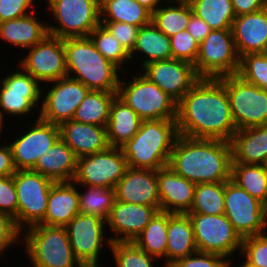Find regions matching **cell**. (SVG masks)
Listing matches in <instances>:
<instances>
[{"label": "cell", "instance_id": "57", "mask_svg": "<svg viewBox=\"0 0 267 267\" xmlns=\"http://www.w3.org/2000/svg\"><path fill=\"white\" fill-rule=\"evenodd\" d=\"M264 8L267 10V0H265V6Z\"/></svg>", "mask_w": 267, "mask_h": 267}, {"label": "cell", "instance_id": "49", "mask_svg": "<svg viewBox=\"0 0 267 267\" xmlns=\"http://www.w3.org/2000/svg\"><path fill=\"white\" fill-rule=\"evenodd\" d=\"M21 231L16 227L14 220L0 212V257L6 250L17 242H21Z\"/></svg>", "mask_w": 267, "mask_h": 267}, {"label": "cell", "instance_id": "17", "mask_svg": "<svg viewBox=\"0 0 267 267\" xmlns=\"http://www.w3.org/2000/svg\"><path fill=\"white\" fill-rule=\"evenodd\" d=\"M28 55L19 60L18 66L32 75L40 84L67 76L63 39L48 34L35 46L26 49Z\"/></svg>", "mask_w": 267, "mask_h": 267}, {"label": "cell", "instance_id": "34", "mask_svg": "<svg viewBox=\"0 0 267 267\" xmlns=\"http://www.w3.org/2000/svg\"><path fill=\"white\" fill-rule=\"evenodd\" d=\"M168 212H157L133 242L156 259H165L166 267Z\"/></svg>", "mask_w": 267, "mask_h": 267}, {"label": "cell", "instance_id": "47", "mask_svg": "<svg viewBox=\"0 0 267 267\" xmlns=\"http://www.w3.org/2000/svg\"><path fill=\"white\" fill-rule=\"evenodd\" d=\"M101 24L129 53L133 50L140 27L123 22H101Z\"/></svg>", "mask_w": 267, "mask_h": 267}, {"label": "cell", "instance_id": "24", "mask_svg": "<svg viewBox=\"0 0 267 267\" xmlns=\"http://www.w3.org/2000/svg\"><path fill=\"white\" fill-rule=\"evenodd\" d=\"M59 127L60 138L77 158L106 150L110 146L107 127L80 123L73 119L62 122Z\"/></svg>", "mask_w": 267, "mask_h": 267}, {"label": "cell", "instance_id": "7", "mask_svg": "<svg viewBox=\"0 0 267 267\" xmlns=\"http://www.w3.org/2000/svg\"><path fill=\"white\" fill-rule=\"evenodd\" d=\"M53 20L48 33L61 39L89 37L101 24L100 0H46Z\"/></svg>", "mask_w": 267, "mask_h": 267}, {"label": "cell", "instance_id": "42", "mask_svg": "<svg viewBox=\"0 0 267 267\" xmlns=\"http://www.w3.org/2000/svg\"><path fill=\"white\" fill-rule=\"evenodd\" d=\"M237 75L246 82L267 90V53L241 56Z\"/></svg>", "mask_w": 267, "mask_h": 267}, {"label": "cell", "instance_id": "44", "mask_svg": "<svg viewBox=\"0 0 267 267\" xmlns=\"http://www.w3.org/2000/svg\"><path fill=\"white\" fill-rule=\"evenodd\" d=\"M172 59L187 61L195 64L199 43L187 30H182L170 37Z\"/></svg>", "mask_w": 267, "mask_h": 267}, {"label": "cell", "instance_id": "31", "mask_svg": "<svg viewBox=\"0 0 267 267\" xmlns=\"http://www.w3.org/2000/svg\"><path fill=\"white\" fill-rule=\"evenodd\" d=\"M145 55L141 61V68L153 61L172 59L170 37L161 32L151 21L145 26H141L137 33V38L133 50L130 52V61L134 55Z\"/></svg>", "mask_w": 267, "mask_h": 267}, {"label": "cell", "instance_id": "6", "mask_svg": "<svg viewBox=\"0 0 267 267\" xmlns=\"http://www.w3.org/2000/svg\"><path fill=\"white\" fill-rule=\"evenodd\" d=\"M123 80L120 77L117 96L141 120H176L177 102L147 77L137 74L127 83Z\"/></svg>", "mask_w": 267, "mask_h": 267}, {"label": "cell", "instance_id": "28", "mask_svg": "<svg viewBox=\"0 0 267 267\" xmlns=\"http://www.w3.org/2000/svg\"><path fill=\"white\" fill-rule=\"evenodd\" d=\"M32 12L26 16L0 23V38L9 45L29 49L42 41L48 33V23L38 20Z\"/></svg>", "mask_w": 267, "mask_h": 267}, {"label": "cell", "instance_id": "45", "mask_svg": "<svg viewBox=\"0 0 267 267\" xmlns=\"http://www.w3.org/2000/svg\"><path fill=\"white\" fill-rule=\"evenodd\" d=\"M17 191L13 176H0V212L11 217L17 227Z\"/></svg>", "mask_w": 267, "mask_h": 267}, {"label": "cell", "instance_id": "36", "mask_svg": "<svg viewBox=\"0 0 267 267\" xmlns=\"http://www.w3.org/2000/svg\"><path fill=\"white\" fill-rule=\"evenodd\" d=\"M159 6L153 13L151 21L165 35L171 37L187 29L190 16L193 14L187 0L167 2Z\"/></svg>", "mask_w": 267, "mask_h": 267}, {"label": "cell", "instance_id": "20", "mask_svg": "<svg viewBox=\"0 0 267 267\" xmlns=\"http://www.w3.org/2000/svg\"><path fill=\"white\" fill-rule=\"evenodd\" d=\"M114 190L117 201L146 205L160 211L157 170L128 167Z\"/></svg>", "mask_w": 267, "mask_h": 267}, {"label": "cell", "instance_id": "4", "mask_svg": "<svg viewBox=\"0 0 267 267\" xmlns=\"http://www.w3.org/2000/svg\"><path fill=\"white\" fill-rule=\"evenodd\" d=\"M178 135L176 120H142L139 131L121 147L127 166L150 170L167 166Z\"/></svg>", "mask_w": 267, "mask_h": 267}, {"label": "cell", "instance_id": "55", "mask_svg": "<svg viewBox=\"0 0 267 267\" xmlns=\"http://www.w3.org/2000/svg\"><path fill=\"white\" fill-rule=\"evenodd\" d=\"M6 125L4 124V121L0 117V135L2 134L1 132L3 131V126ZM1 139V138H0Z\"/></svg>", "mask_w": 267, "mask_h": 267}, {"label": "cell", "instance_id": "41", "mask_svg": "<svg viewBox=\"0 0 267 267\" xmlns=\"http://www.w3.org/2000/svg\"><path fill=\"white\" fill-rule=\"evenodd\" d=\"M116 267H154V256L147 254L133 241L113 242L110 246Z\"/></svg>", "mask_w": 267, "mask_h": 267}, {"label": "cell", "instance_id": "32", "mask_svg": "<svg viewBox=\"0 0 267 267\" xmlns=\"http://www.w3.org/2000/svg\"><path fill=\"white\" fill-rule=\"evenodd\" d=\"M101 22H123L145 26L151 22L152 13L136 0H100Z\"/></svg>", "mask_w": 267, "mask_h": 267}, {"label": "cell", "instance_id": "10", "mask_svg": "<svg viewBox=\"0 0 267 267\" xmlns=\"http://www.w3.org/2000/svg\"><path fill=\"white\" fill-rule=\"evenodd\" d=\"M14 183L17 191V228L39 224L46 215L50 189L55 183L31 169L16 170ZM26 226V227H25Z\"/></svg>", "mask_w": 267, "mask_h": 267}, {"label": "cell", "instance_id": "22", "mask_svg": "<svg viewBox=\"0 0 267 267\" xmlns=\"http://www.w3.org/2000/svg\"><path fill=\"white\" fill-rule=\"evenodd\" d=\"M160 211L187 214L193 204L196 184L178 175L169 165L157 170Z\"/></svg>", "mask_w": 267, "mask_h": 267}, {"label": "cell", "instance_id": "15", "mask_svg": "<svg viewBox=\"0 0 267 267\" xmlns=\"http://www.w3.org/2000/svg\"><path fill=\"white\" fill-rule=\"evenodd\" d=\"M0 78V117L31 115L36 105L42 103L41 84L22 68Z\"/></svg>", "mask_w": 267, "mask_h": 267}, {"label": "cell", "instance_id": "29", "mask_svg": "<svg viewBox=\"0 0 267 267\" xmlns=\"http://www.w3.org/2000/svg\"><path fill=\"white\" fill-rule=\"evenodd\" d=\"M197 251L189 215L168 213L166 267Z\"/></svg>", "mask_w": 267, "mask_h": 267}, {"label": "cell", "instance_id": "18", "mask_svg": "<svg viewBox=\"0 0 267 267\" xmlns=\"http://www.w3.org/2000/svg\"><path fill=\"white\" fill-rule=\"evenodd\" d=\"M35 121L31 128L28 127L21 136L9 143L16 170L32 169L60 138L59 125L44 121L39 116Z\"/></svg>", "mask_w": 267, "mask_h": 267}, {"label": "cell", "instance_id": "46", "mask_svg": "<svg viewBox=\"0 0 267 267\" xmlns=\"http://www.w3.org/2000/svg\"><path fill=\"white\" fill-rule=\"evenodd\" d=\"M226 261L222 255L197 251L175 261L169 267H226Z\"/></svg>", "mask_w": 267, "mask_h": 267}, {"label": "cell", "instance_id": "9", "mask_svg": "<svg viewBox=\"0 0 267 267\" xmlns=\"http://www.w3.org/2000/svg\"><path fill=\"white\" fill-rule=\"evenodd\" d=\"M225 86L236 131L267 125V90L237 74L218 78Z\"/></svg>", "mask_w": 267, "mask_h": 267}, {"label": "cell", "instance_id": "11", "mask_svg": "<svg viewBox=\"0 0 267 267\" xmlns=\"http://www.w3.org/2000/svg\"><path fill=\"white\" fill-rule=\"evenodd\" d=\"M191 219L194 241L199 252L222 255L227 259L239 249L243 239L225 216L187 213Z\"/></svg>", "mask_w": 267, "mask_h": 267}, {"label": "cell", "instance_id": "50", "mask_svg": "<svg viewBox=\"0 0 267 267\" xmlns=\"http://www.w3.org/2000/svg\"><path fill=\"white\" fill-rule=\"evenodd\" d=\"M186 30L199 44L212 31V29L203 19L196 17L194 14L190 16V21Z\"/></svg>", "mask_w": 267, "mask_h": 267}, {"label": "cell", "instance_id": "48", "mask_svg": "<svg viewBox=\"0 0 267 267\" xmlns=\"http://www.w3.org/2000/svg\"><path fill=\"white\" fill-rule=\"evenodd\" d=\"M35 0H0V23L22 16L35 10ZM33 7L32 11L31 8Z\"/></svg>", "mask_w": 267, "mask_h": 267}, {"label": "cell", "instance_id": "40", "mask_svg": "<svg viewBox=\"0 0 267 267\" xmlns=\"http://www.w3.org/2000/svg\"><path fill=\"white\" fill-rule=\"evenodd\" d=\"M89 37L95 44L96 49L107 60L112 62L121 71L124 70V67L121 68V66L126 65L127 61L130 60V53L102 24L94 28Z\"/></svg>", "mask_w": 267, "mask_h": 267}, {"label": "cell", "instance_id": "52", "mask_svg": "<svg viewBox=\"0 0 267 267\" xmlns=\"http://www.w3.org/2000/svg\"><path fill=\"white\" fill-rule=\"evenodd\" d=\"M232 5L236 16H239L262 10L265 0H232Z\"/></svg>", "mask_w": 267, "mask_h": 267}, {"label": "cell", "instance_id": "33", "mask_svg": "<svg viewBox=\"0 0 267 267\" xmlns=\"http://www.w3.org/2000/svg\"><path fill=\"white\" fill-rule=\"evenodd\" d=\"M117 93L102 90H90L80 103L74 121L107 127L110 107Z\"/></svg>", "mask_w": 267, "mask_h": 267}, {"label": "cell", "instance_id": "53", "mask_svg": "<svg viewBox=\"0 0 267 267\" xmlns=\"http://www.w3.org/2000/svg\"><path fill=\"white\" fill-rule=\"evenodd\" d=\"M140 5H143L147 10L153 13L161 4L160 0H136Z\"/></svg>", "mask_w": 267, "mask_h": 267}, {"label": "cell", "instance_id": "5", "mask_svg": "<svg viewBox=\"0 0 267 267\" xmlns=\"http://www.w3.org/2000/svg\"><path fill=\"white\" fill-rule=\"evenodd\" d=\"M21 237L33 267H84L73 253L66 227L36 224Z\"/></svg>", "mask_w": 267, "mask_h": 267}, {"label": "cell", "instance_id": "13", "mask_svg": "<svg viewBox=\"0 0 267 267\" xmlns=\"http://www.w3.org/2000/svg\"><path fill=\"white\" fill-rule=\"evenodd\" d=\"M65 227L73 253L80 263L84 267H101L99 257L103 245L110 248L112 244L110 238L105 236L106 220L96 215L80 213Z\"/></svg>", "mask_w": 267, "mask_h": 267}, {"label": "cell", "instance_id": "56", "mask_svg": "<svg viewBox=\"0 0 267 267\" xmlns=\"http://www.w3.org/2000/svg\"><path fill=\"white\" fill-rule=\"evenodd\" d=\"M160 1H161L162 3H163V2H166V3H167V2H172V1H173V3H174V2L181 1V0H163V1H162V0H160Z\"/></svg>", "mask_w": 267, "mask_h": 267}, {"label": "cell", "instance_id": "38", "mask_svg": "<svg viewBox=\"0 0 267 267\" xmlns=\"http://www.w3.org/2000/svg\"><path fill=\"white\" fill-rule=\"evenodd\" d=\"M225 182L196 184L194 201L188 213L225 214Z\"/></svg>", "mask_w": 267, "mask_h": 267}, {"label": "cell", "instance_id": "14", "mask_svg": "<svg viewBox=\"0 0 267 267\" xmlns=\"http://www.w3.org/2000/svg\"><path fill=\"white\" fill-rule=\"evenodd\" d=\"M127 168L122 149L109 146L106 150L77 158L73 182L78 186L114 188Z\"/></svg>", "mask_w": 267, "mask_h": 267}, {"label": "cell", "instance_id": "43", "mask_svg": "<svg viewBox=\"0 0 267 267\" xmlns=\"http://www.w3.org/2000/svg\"><path fill=\"white\" fill-rule=\"evenodd\" d=\"M240 254L254 267H267V232L243 238Z\"/></svg>", "mask_w": 267, "mask_h": 267}, {"label": "cell", "instance_id": "27", "mask_svg": "<svg viewBox=\"0 0 267 267\" xmlns=\"http://www.w3.org/2000/svg\"><path fill=\"white\" fill-rule=\"evenodd\" d=\"M77 157L73 150L59 138L42 155L31 169L53 182H72L76 173Z\"/></svg>", "mask_w": 267, "mask_h": 267}, {"label": "cell", "instance_id": "39", "mask_svg": "<svg viewBox=\"0 0 267 267\" xmlns=\"http://www.w3.org/2000/svg\"><path fill=\"white\" fill-rule=\"evenodd\" d=\"M84 193L79 191V213L96 215L104 220L110 214L115 201L114 188L83 186Z\"/></svg>", "mask_w": 267, "mask_h": 267}, {"label": "cell", "instance_id": "26", "mask_svg": "<svg viewBox=\"0 0 267 267\" xmlns=\"http://www.w3.org/2000/svg\"><path fill=\"white\" fill-rule=\"evenodd\" d=\"M230 143L232 163L266 164L267 125L237 130Z\"/></svg>", "mask_w": 267, "mask_h": 267}, {"label": "cell", "instance_id": "16", "mask_svg": "<svg viewBox=\"0 0 267 267\" xmlns=\"http://www.w3.org/2000/svg\"><path fill=\"white\" fill-rule=\"evenodd\" d=\"M49 83L52 88H46L47 93L42 90L41 109H38L37 114L44 121L60 125L74 117L76 109L90 89L69 76Z\"/></svg>", "mask_w": 267, "mask_h": 267}, {"label": "cell", "instance_id": "19", "mask_svg": "<svg viewBox=\"0 0 267 267\" xmlns=\"http://www.w3.org/2000/svg\"><path fill=\"white\" fill-rule=\"evenodd\" d=\"M143 75L156 84L177 103L200 79L194 65L183 60L153 61L144 65Z\"/></svg>", "mask_w": 267, "mask_h": 267}, {"label": "cell", "instance_id": "30", "mask_svg": "<svg viewBox=\"0 0 267 267\" xmlns=\"http://www.w3.org/2000/svg\"><path fill=\"white\" fill-rule=\"evenodd\" d=\"M142 120L136 112L118 96L110 107L107 139L111 147L121 148L139 131Z\"/></svg>", "mask_w": 267, "mask_h": 267}, {"label": "cell", "instance_id": "12", "mask_svg": "<svg viewBox=\"0 0 267 267\" xmlns=\"http://www.w3.org/2000/svg\"><path fill=\"white\" fill-rule=\"evenodd\" d=\"M225 216L240 237L266 233L267 207L231 179L225 182Z\"/></svg>", "mask_w": 267, "mask_h": 267}, {"label": "cell", "instance_id": "3", "mask_svg": "<svg viewBox=\"0 0 267 267\" xmlns=\"http://www.w3.org/2000/svg\"><path fill=\"white\" fill-rule=\"evenodd\" d=\"M63 45L67 76L90 90L118 93L121 70L96 49L90 37L66 38Z\"/></svg>", "mask_w": 267, "mask_h": 267}, {"label": "cell", "instance_id": "23", "mask_svg": "<svg viewBox=\"0 0 267 267\" xmlns=\"http://www.w3.org/2000/svg\"><path fill=\"white\" fill-rule=\"evenodd\" d=\"M232 33L239 57L267 53V10L236 16Z\"/></svg>", "mask_w": 267, "mask_h": 267}, {"label": "cell", "instance_id": "25", "mask_svg": "<svg viewBox=\"0 0 267 267\" xmlns=\"http://www.w3.org/2000/svg\"><path fill=\"white\" fill-rule=\"evenodd\" d=\"M79 214V195L75 183L57 182L50 189L46 215L39 224L65 227Z\"/></svg>", "mask_w": 267, "mask_h": 267}, {"label": "cell", "instance_id": "37", "mask_svg": "<svg viewBox=\"0 0 267 267\" xmlns=\"http://www.w3.org/2000/svg\"><path fill=\"white\" fill-rule=\"evenodd\" d=\"M196 17L203 19L212 30L232 29L236 18L232 0H187Z\"/></svg>", "mask_w": 267, "mask_h": 267}, {"label": "cell", "instance_id": "35", "mask_svg": "<svg viewBox=\"0 0 267 267\" xmlns=\"http://www.w3.org/2000/svg\"><path fill=\"white\" fill-rule=\"evenodd\" d=\"M231 180L267 207V169L265 165L232 163Z\"/></svg>", "mask_w": 267, "mask_h": 267}, {"label": "cell", "instance_id": "8", "mask_svg": "<svg viewBox=\"0 0 267 267\" xmlns=\"http://www.w3.org/2000/svg\"><path fill=\"white\" fill-rule=\"evenodd\" d=\"M240 65L232 29L212 30L199 44L194 69L199 78L237 74Z\"/></svg>", "mask_w": 267, "mask_h": 267}, {"label": "cell", "instance_id": "54", "mask_svg": "<svg viewBox=\"0 0 267 267\" xmlns=\"http://www.w3.org/2000/svg\"><path fill=\"white\" fill-rule=\"evenodd\" d=\"M231 258H227V261H226V267H230L232 264H231ZM238 267H254L252 265H250L247 261L244 260V263L242 262L241 265H239Z\"/></svg>", "mask_w": 267, "mask_h": 267}, {"label": "cell", "instance_id": "1", "mask_svg": "<svg viewBox=\"0 0 267 267\" xmlns=\"http://www.w3.org/2000/svg\"><path fill=\"white\" fill-rule=\"evenodd\" d=\"M176 123L179 135L230 142L236 126L224 84L200 78L177 103Z\"/></svg>", "mask_w": 267, "mask_h": 267}, {"label": "cell", "instance_id": "2", "mask_svg": "<svg viewBox=\"0 0 267 267\" xmlns=\"http://www.w3.org/2000/svg\"><path fill=\"white\" fill-rule=\"evenodd\" d=\"M231 164L229 141L178 135L168 165L181 177L199 184L230 180Z\"/></svg>", "mask_w": 267, "mask_h": 267}, {"label": "cell", "instance_id": "21", "mask_svg": "<svg viewBox=\"0 0 267 267\" xmlns=\"http://www.w3.org/2000/svg\"><path fill=\"white\" fill-rule=\"evenodd\" d=\"M157 212L154 207L115 200L106 219L107 229L115 235L109 236L110 240L112 243L133 241Z\"/></svg>", "mask_w": 267, "mask_h": 267}, {"label": "cell", "instance_id": "51", "mask_svg": "<svg viewBox=\"0 0 267 267\" xmlns=\"http://www.w3.org/2000/svg\"><path fill=\"white\" fill-rule=\"evenodd\" d=\"M15 173L11 147L3 143L0 145V176H13Z\"/></svg>", "mask_w": 267, "mask_h": 267}]
</instances>
